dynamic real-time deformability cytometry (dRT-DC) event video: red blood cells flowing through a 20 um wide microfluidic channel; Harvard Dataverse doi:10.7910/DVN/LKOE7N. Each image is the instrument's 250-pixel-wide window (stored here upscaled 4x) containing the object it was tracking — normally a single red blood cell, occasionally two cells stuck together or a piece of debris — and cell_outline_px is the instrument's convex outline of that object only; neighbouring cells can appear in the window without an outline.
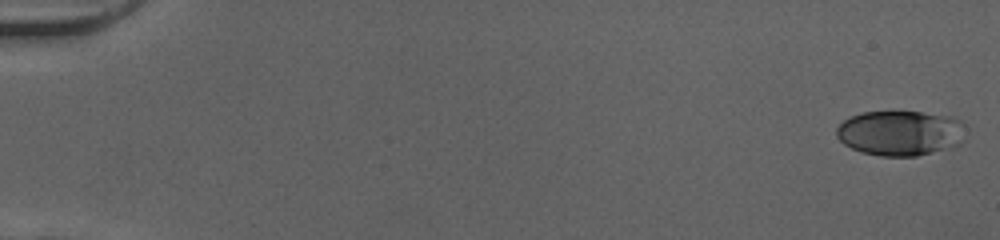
{"species": "human", "species_latin": "Homo sapiens", "temperature_condition": "cold", "stored_images_in_passage": 51, "camera_frame_rate_fps": 3000, "um_per_image_px": 0.085, "donor": {"sex": "female"}, "frame": {"image": 1, "passage_image": 1, "time_ms": 0.0, "image_size_px": [1000, 240], "cell_outline_px": [[964, 140], [960, 144], [952, 148], [916, 156], [880, 156], [860, 152], [844, 144], [836, 136], [836, 128], [844, 120], [852, 116], [864, 112], [920, 112], [956, 116], [964, 124]], "centroid_in_image_um": [76.57, 11.31], "position_along_channel_um": 8.4, "area_um2": 34.33}}
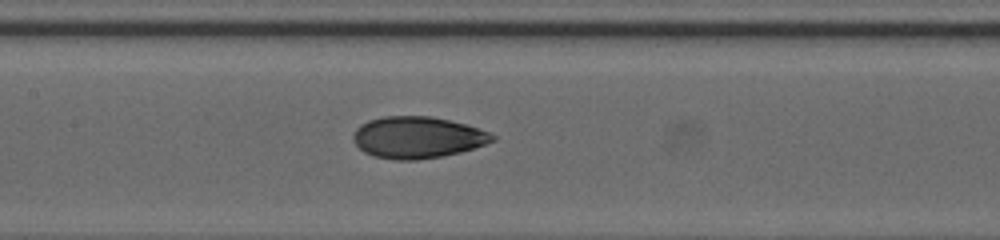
{"frame": {"image": 2, "passage_image": 26, "time_ms": 8.333, "image_size_px": [1000, 240], "cell_outline_px": [[496, 140], [460, 152], [444, 156], [416, 160], [396, 160], [376, 156], [364, 152], [352, 140], [352, 136], [356, 128], [360, 124], [368, 120], [384, 116], [432, 116], [464, 124], [488, 132], [496, 136]], "centroid_in_image_um": [35.45, 11.68], "position_along_channel_um": 172.0, "area_um2": 33.64}}
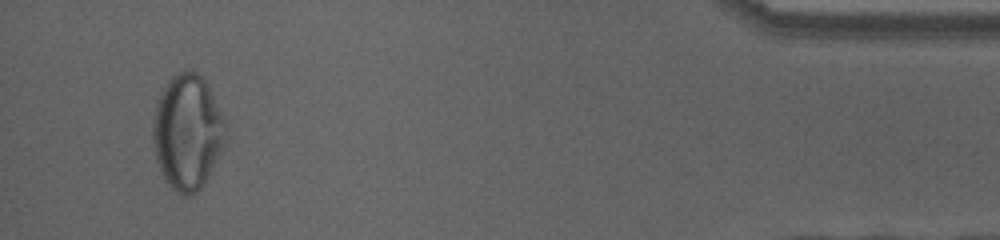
{"frame": {"image": 3, "passage_image": 49, "time_ms": 16.0, "image_size_px": [1000, 240], "cell_outline_px": [[228, 140], [204, 184], [196, 192], [188, 196], [184, 196], [176, 192], [164, 180], [156, 160], [152, 144], [152, 124], [156, 104], [160, 92], [168, 80], [176, 72], [184, 68], [196, 72], [204, 80], [224, 116]], "centroid_in_image_um": [15.93, 11.23], "position_along_channel_um": 419.3, "area_um2": 49.53}}